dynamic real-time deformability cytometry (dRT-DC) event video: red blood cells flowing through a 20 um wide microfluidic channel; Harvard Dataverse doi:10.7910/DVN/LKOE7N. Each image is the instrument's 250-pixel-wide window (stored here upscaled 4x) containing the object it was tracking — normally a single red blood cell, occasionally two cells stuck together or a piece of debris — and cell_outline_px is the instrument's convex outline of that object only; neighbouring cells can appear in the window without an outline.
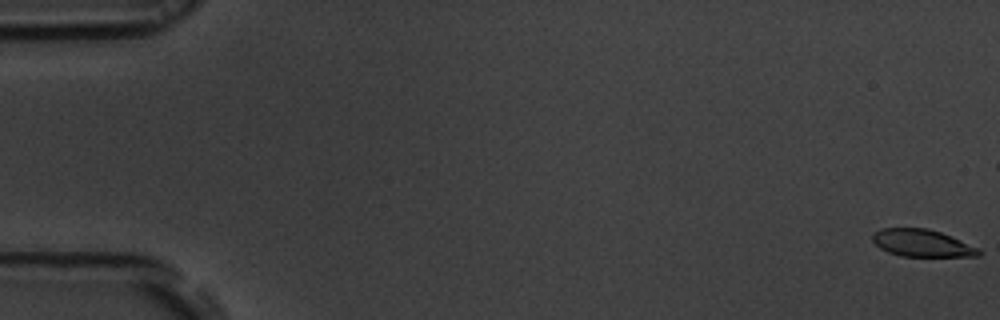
{"species": "common noctule bat (a hibernating species)", "species_latin": "Nyctalus noctula", "temperature_condition": "room temperature", "stored_images_in_passage": 47, "camera_frame_rate_fps": 3000, "um_per_image_px": 0.085, "animal": {"sex": "male", "body_mass_g": 19.5, "forearm_length_mm": 54.6}, "frame": {"image": 1, "passage_image": 1, "time_ms": 0.0, "image_size_px": [1000, 320], "cell_outline_px": [[984, 252], [980, 256], [900, 256], [888, 252], [880, 248], [872, 240], [872, 232], [880, 228], [928, 228], [952, 236], [980, 248]], "centroid_in_image_um": [78.39, 20.66], "position_along_channel_um": 6.6, "area_um2": 17.11}}
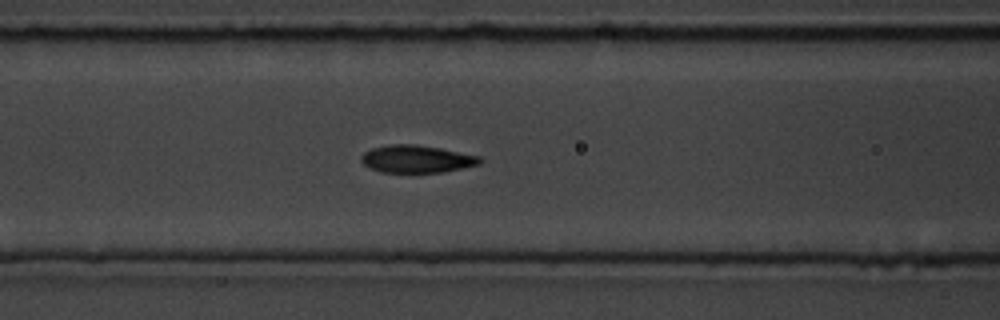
{"frame": {"image": 2, "passage_image": 24, "time_ms": 7.667, "image_size_px": [1000, 320], "cell_outline_px": [[484, 160], [480, 164], [444, 172], [380, 172], [368, 168], [360, 160], [360, 156], [364, 152], [372, 148], [388, 144], [416, 144], [440, 148], [480, 156]], "centroid_in_image_um": [35.4, 13.51], "position_along_channel_um": 131.2, "area_um2": 19.19}}
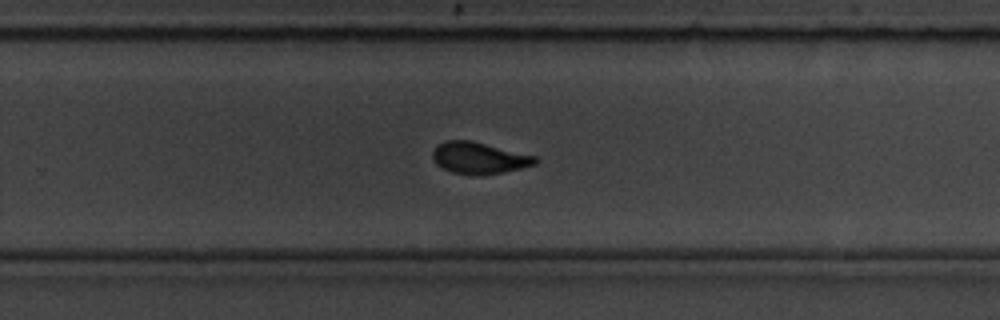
{"frame": {"image": 3, "passage_image": 37, "time_ms": 12.0, "image_size_px": [1000, 320], "cell_outline_px": [[540, 160], [536, 164], [504, 172], [480, 176], [476, 176], [452, 172], [436, 164], [432, 160], [432, 152], [436, 144], [444, 140], [472, 140], [536, 156]], "centroid_in_image_um": [40.7, 13.42], "position_along_channel_um": 289.1, "area_um2": 19.25}}